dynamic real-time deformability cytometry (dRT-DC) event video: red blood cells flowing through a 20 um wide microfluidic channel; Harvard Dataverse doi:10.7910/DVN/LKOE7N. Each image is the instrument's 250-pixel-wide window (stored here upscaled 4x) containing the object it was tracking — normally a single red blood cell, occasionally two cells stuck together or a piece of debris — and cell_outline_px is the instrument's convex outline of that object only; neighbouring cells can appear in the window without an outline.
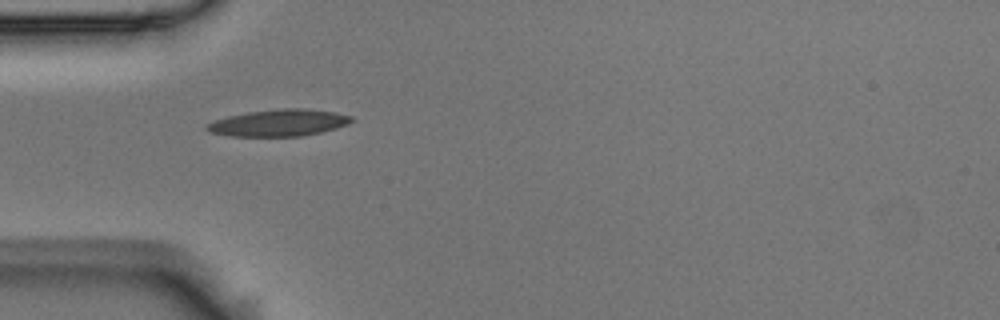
{"species": "Egyptian fruit bat (a non-hibernating species)", "species_latin": "Rousettus aegyptiacus", "temperature_condition": "room temperature", "stored_images_in_passage": 4, "camera_frame_rate_fps": 3000, "um_per_image_px": 0.085, "animal": {"sex": "male"}, "frame": {"image": 1, "passage_image": 1, "time_ms": 0.0, "image_size_px": [1000, 320], "cell_outline_px": [[356, 120], [348, 124], [336, 128], [320, 132], [300, 136], [232, 136], [212, 132], [204, 128], [204, 124], [228, 116], [248, 112], [284, 108], [304, 108], [332, 112], [352, 116]], "centroid_in_image_um": [23.71, 10.44], "position_along_channel_um": 61.3, "area_um2": 22.43}}
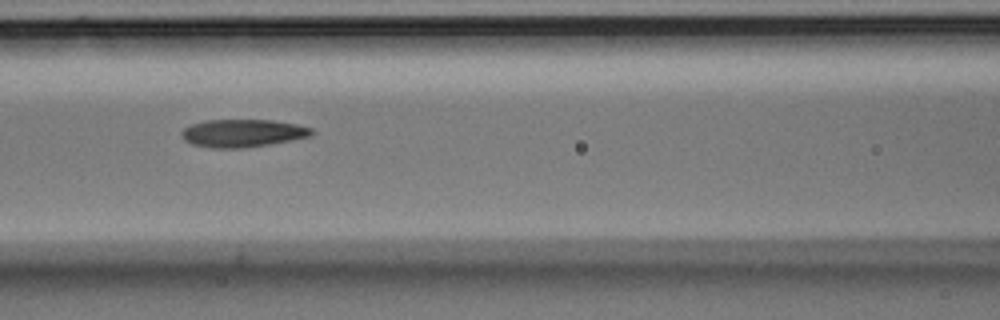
{"frame": {"image": 2, "passage_image": 3, "time_ms": 0.667, "image_size_px": [1000, 320], "cell_outline_px": [[316, 132], [312, 136], [292, 140], [244, 148], [212, 148], [192, 144], [184, 140], [180, 132], [184, 128], [192, 124], [204, 120], [272, 120], [296, 124], [312, 128]], "centroid_in_image_um": [20.64, 11.32], "position_along_channel_um": 146.0, "area_um2": 21.15}}
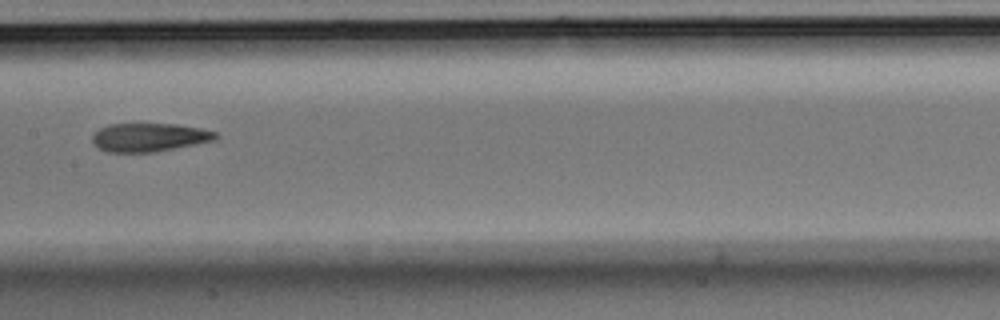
{"frame": {"image": 3, "passage_image": 4, "time_ms": 1.0, "image_size_px": [1000, 320], "cell_outline_px": [[216, 136], [212, 140], [152, 152], [104, 152], [92, 140], [92, 136], [100, 128], [108, 124], [176, 124], [200, 128], [216, 132]], "centroid_in_image_um": [12.62, 11.66], "position_along_channel_um": 194.8, "area_um2": 19.94}}